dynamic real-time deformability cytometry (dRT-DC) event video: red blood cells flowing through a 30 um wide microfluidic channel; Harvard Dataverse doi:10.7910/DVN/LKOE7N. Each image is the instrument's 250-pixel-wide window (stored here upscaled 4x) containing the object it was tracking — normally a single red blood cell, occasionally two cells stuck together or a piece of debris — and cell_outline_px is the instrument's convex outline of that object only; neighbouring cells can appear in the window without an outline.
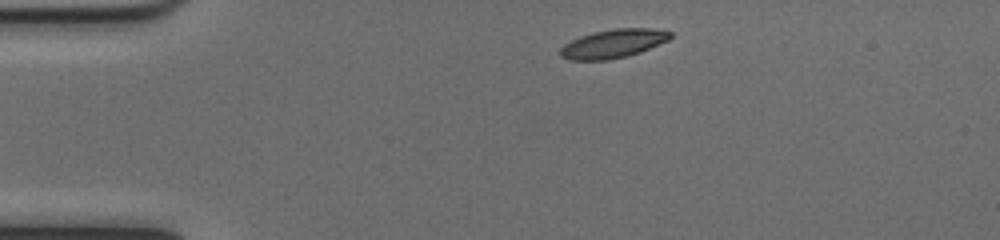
{"species": "common noctule bat (a hibernating species)", "species_latin": "Nyctalus noctula", "temperature_condition": "cold", "stored_images_in_passage": 42, "camera_frame_rate_fps": 3000, "um_per_image_px": 0.085, "animal": {"sex": "female", "body_mass_g": 17.0, "forearm_length_mm": 48.0}, "frame": {"image": 1, "passage_image": 1, "time_ms": 0.0, "image_size_px": [1000, 240], "cell_outline_px": [[672, 36], [668, 40], [640, 52], [628, 56], [608, 60], [572, 60], [560, 56], [560, 48], [564, 44], [580, 36], [592, 32], [616, 28], [652, 28], [672, 32]], "centroid_in_image_um": [52.12, 3.7], "position_along_channel_um": 32.9, "area_um2": 18.38}}
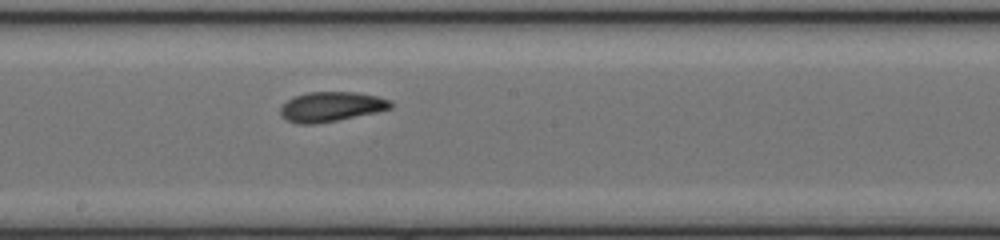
{"frame": {"image": 2, "passage_image": 19, "time_ms": 6.0, "image_size_px": [1000, 240], "cell_outline_px": [[392, 108], [376, 112], [316, 124], [296, 124], [280, 116], [280, 108], [292, 96], [308, 92], [356, 92], [376, 96], [392, 100]], "centroid_in_image_um": [28.13, 9.06], "position_along_channel_um": 220.1, "area_um2": 19.13}}
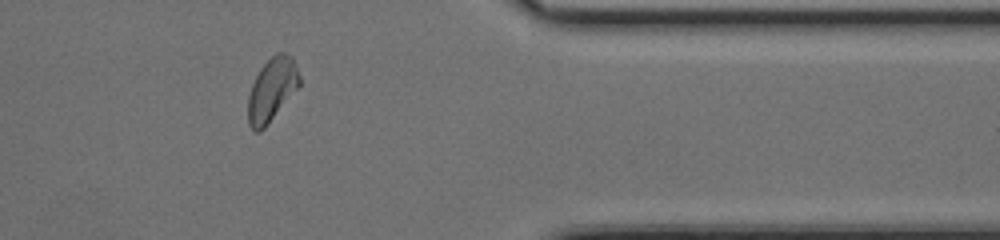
{"frame": {"image": 3, "passage_image": 33, "time_ms": 10.667, "image_size_px": [1000, 240], "cell_outline_px": [[300, 84], [268, 124], [260, 132], [256, 132], [248, 124], [248, 96], [252, 84], [260, 68], [276, 52], [284, 52], [292, 56], [300, 76]], "centroid_in_image_um": [23.1, 7.61], "position_along_channel_um": 388.3, "area_um2": 18.79}, "authors_computed_cell_mechanics": {"area_um2": 18.9584, "velocity_mm_per_s": 3.9913, "shape_relaxation_time_tau1_ms": 2.4174, "shape_relaxation_time_tau2_ms": 4.0499, "deformation_change_tau1": 0.1272, "deformation_change_tau2": 0.0882}}